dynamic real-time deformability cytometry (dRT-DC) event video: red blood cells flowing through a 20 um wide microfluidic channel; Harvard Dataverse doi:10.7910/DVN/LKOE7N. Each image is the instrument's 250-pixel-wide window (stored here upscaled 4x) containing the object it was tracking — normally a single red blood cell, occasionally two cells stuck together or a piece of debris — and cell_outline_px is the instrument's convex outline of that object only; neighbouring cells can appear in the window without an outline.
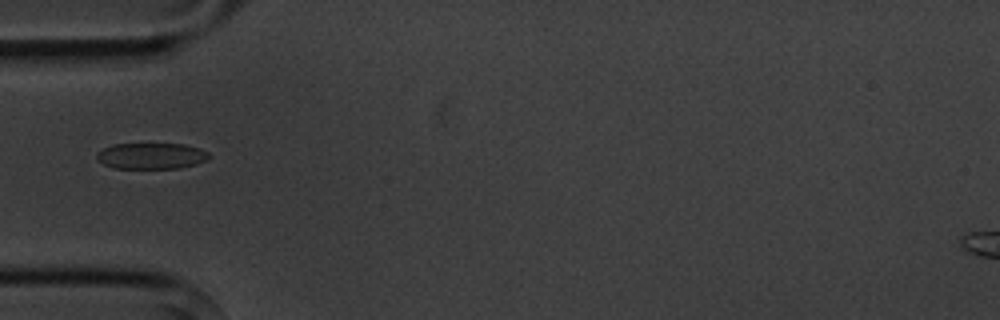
{"species": "common noctule bat (a hibernating species)", "species_latin": "Nyctalus noctula", "temperature_condition": "cold", "stored_images_in_passage": 5, "camera_frame_rate_fps": 3000, "um_per_image_px": 0.085, "animal": {"sex": "male", "body_mass_g": 20.1, "forearm_length_mm": 53.5}, "frame": {"image": 1, "passage_image": 5, "time_ms": 4.333, "image_size_px": [1000, 320], "cell_outline_px": [[212, 156], [208, 160], [196, 164], [180, 168], [112, 168], [96, 160], [96, 152], [112, 144], [184, 144], [200, 148], [208, 152]], "centroid_in_image_um": [12.87, 13.25], "position_along_channel_um": 72.1, "area_um2": 17.28}}